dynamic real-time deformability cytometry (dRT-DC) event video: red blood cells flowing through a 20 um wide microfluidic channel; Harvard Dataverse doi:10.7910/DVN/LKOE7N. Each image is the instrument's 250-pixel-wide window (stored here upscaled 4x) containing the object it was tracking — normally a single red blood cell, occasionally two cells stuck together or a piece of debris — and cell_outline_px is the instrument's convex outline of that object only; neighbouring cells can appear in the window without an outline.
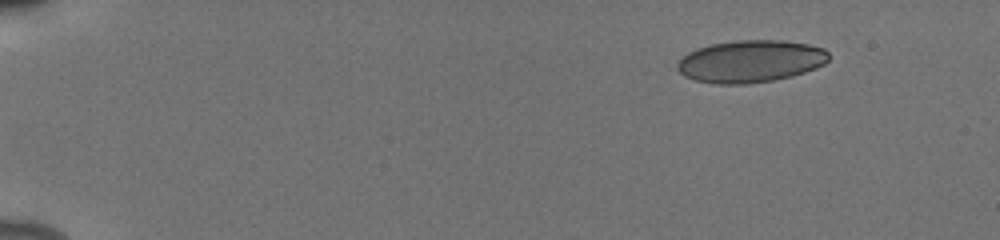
{"species": "human", "species_latin": "Homo sapiens", "temperature_condition": "cold", "stored_images_in_passage": 30, "camera_frame_rate_fps": 3000, "um_per_image_px": 0.085, "donor": {"sex": "male"}, "frame": {"image": 1, "passage_image": 1, "time_ms": 0.0, "image_size_px": [1000, 240], "cell_outline_px": [[828, 60], [824, 64], [816, 68], [792, 76], [772, 80], [748, 84], [716, 84], [696, 80], [684, 76], [676, 68], [676, 64], [688, 52], [696, 48], [712, 44], [736, 40], [780, 40], [808, 44], [824, 48], [828, 52]], "centroid_in_image_um": [63.79, 5.21], "position_along_channel_um": 21.2, "area_um2": 37.28}}
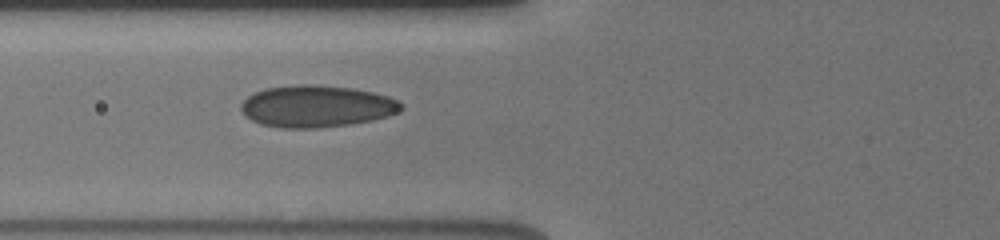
{"frame": {"image": 2, "passage_image": 17, "time_ms": 5.333, "image_size_px": [1000, 240], "cell_outline_px": [[404, 108], [400, 112], [388, 116], [372, 120], [352, 124], [320, 128], [280, 128], [260, 124], [244, 116], [240, 108], [240, 104], [248, 96], [264, 88], [296, 84], [308, 84], [352, 88], [372, 92], [388, 96], [400, 100], [404, 104]], "centroid_in_image_um": [26.92, 9.04], "position_along_channel_um": 98.9, "area_um2": 39.54}}
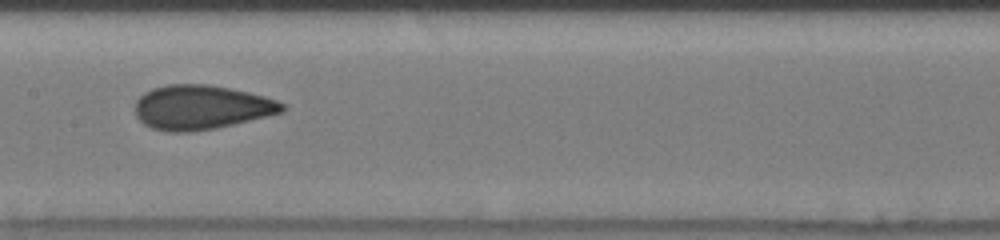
{"frame": {"image": 3, "passage_image": 24, "time_ms": 7.667, "image_size_px": [1000, 240], "cell_outline_px": [[288, 108], [284, 112], [216, 128], [188, 132], [168, 132], [152, 128], [144, 124], [136, 116], [136, 100], [144, 92], [152, 88], [168, 84], [208, 84], [248, 92], [264, 96], [276, 100], [284, 104]], "centroid_in_image_um": [17.1, 9.12], "position_along_channel_um": 190.3, "area_um2": 38.03}}